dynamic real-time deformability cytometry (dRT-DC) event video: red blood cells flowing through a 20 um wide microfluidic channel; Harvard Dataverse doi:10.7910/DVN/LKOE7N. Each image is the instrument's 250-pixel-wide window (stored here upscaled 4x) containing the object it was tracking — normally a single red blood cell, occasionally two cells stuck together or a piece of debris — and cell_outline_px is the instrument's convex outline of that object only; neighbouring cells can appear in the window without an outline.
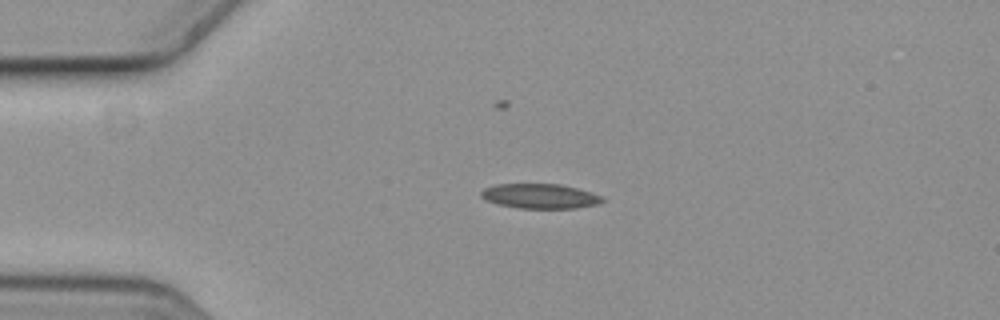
{"species": "common noctule bat (a hibernating species)", "species_latin": "Nyctalus noctula", "temperature_condition": "cold", "stored_images_in_passage": 5, "camera_frame_rate_fps": 3000, "um_per_image_px": 0.085, "animal": {"sex": "female", "body_mass_g": 19.3, "forearm_length_mm": 54.1}, "frame": {"image": 1, "passage_image": 4, "time_ms": 1.0, "image_size_px": [1000, 320], "cell_outline_px": [[604, 200], [596, 204], [576, 208], [516, 208], [496, 204], [484, 200], [480, 196], [480, 192], [484, 188], [496, 184], [560, 184], [592, 192], [604, 196]], "centroid_in_image_um": [45.86, 16.67], "position_along_channel_um": 39.1, "area_um2": 17.63}}